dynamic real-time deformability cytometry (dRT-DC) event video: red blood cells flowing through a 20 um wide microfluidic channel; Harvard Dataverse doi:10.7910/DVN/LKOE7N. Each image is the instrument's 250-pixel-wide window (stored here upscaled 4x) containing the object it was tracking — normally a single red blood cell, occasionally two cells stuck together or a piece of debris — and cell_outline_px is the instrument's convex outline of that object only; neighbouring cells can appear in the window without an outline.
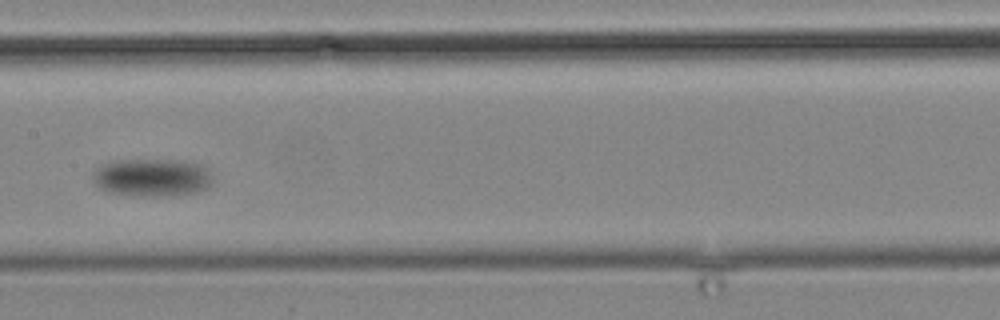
{"species": "common noctule bat (a hibernating species)", "species_latin": "Nyctalus noctula", "temperature_condition": "cold", "stored_images_in_passage": 16, "camera_frame_rate_fps": 3000, "um_per_image_px": 0.085, "animal": {"sex": "male", "body_mass_g": 19.2, "forearm_length_mm": 51.8}, "frame": {"image": 1, "passage_image": 5, "time_ms": 4.333, "image_size_px": [1000, 320], "cell_outline_px": [[212, 180], [208, 188], [196, 192], [156, 196], [136, 196], [108, 192], [100, 188], [92, 180], [92, 176], [96, 168], [112, 160], [184, 160], [208, 168]], "centroid_in_image_um": [12.9, 15.08], "position_along_channel_um": 194.5, "area_um2": 26.41}}
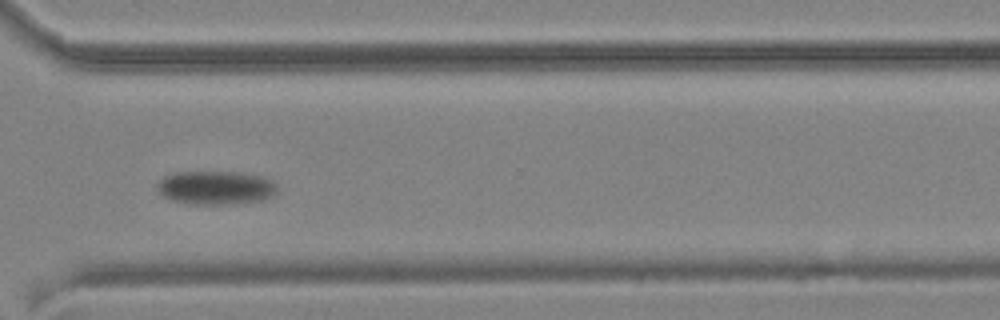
{"frame": {"image": 2, "passage_image": 10, "time_ms": 11.333, "image_size_px": [1000, 320], "cell_outline_px": [[276, 192], [272, 196], [264, 200], [224, 204], [188, 204], [172, 200], [164, 196], [156, 188], [156, 184], [164, 176], [176, 172], [236, 172], [260, 176], [272, 180], [276, 184]], "centroid_in_image_um": [18.32, 15.95], "position_along_channel_um": 352.3, "area_um2": 23.47}}
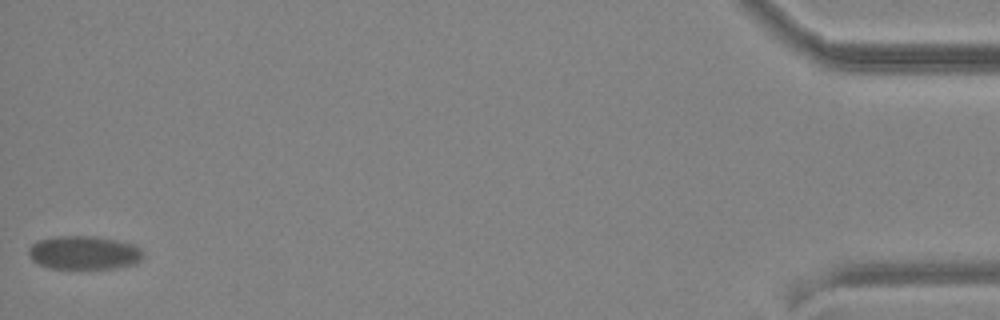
{"frame": {"image": 3, "passage_image": 16, "time_ms": 19.333, "image_size_px": [1000, 320], "cell_outline_px": [[144, 256], [136, 264], [116, 268], [48, 268], [36, 264], [28, 256], [28, 248], [32, 244], [40, 240], [56, 236], [96, 236], [136, 244], [144, 252]], "centroid_in_image_um": [7.15, 21.48], "position_along_channel_um": 428.0, "area_um2": 22.72}}